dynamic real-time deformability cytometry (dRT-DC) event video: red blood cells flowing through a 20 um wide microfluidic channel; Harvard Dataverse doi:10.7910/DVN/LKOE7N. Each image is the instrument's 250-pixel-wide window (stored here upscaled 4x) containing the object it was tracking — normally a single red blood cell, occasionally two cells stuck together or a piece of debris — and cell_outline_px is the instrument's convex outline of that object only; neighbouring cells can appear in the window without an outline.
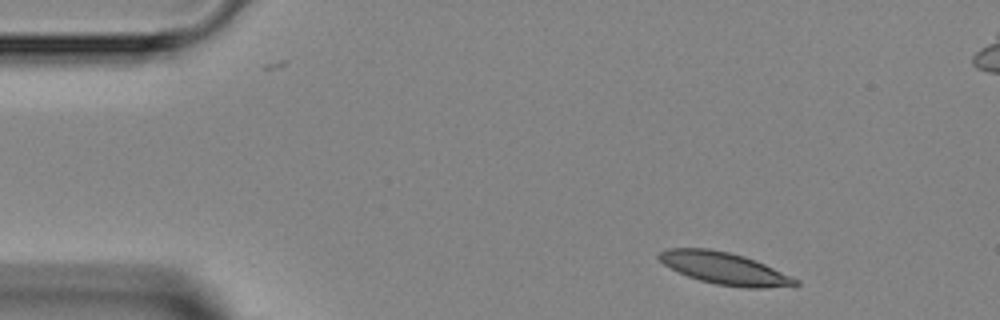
{"species": "Egyptian fruit bat (a non-hibernating species)", "species_latin": "Rousettus aegyptiacus", "temperature_condition": "room temperature", "stored_images_in_passage": 6, "camera_frame_rate_fps": 3000, "um_per_image_px": 0.085, "animal": {"sex": "female"}, "frame": {"image": 1, "passage_image": 1, "time_ms": 0.0, "image_size_px": [1000, 320], "cell_outline_px": [[800, 284], [764, 288], [740, 288], [716, 284], [700, 280], [688, 276], [664, 264], [656, 256], [656, 252], [668, 248], [708, 248], [728, 252], [744, 256], [764, 264], [800, 280]], "centroid_in_image_um": [61.55, 22.81], "position_along_channel_um": 23.4, "area_um2": 25.32}}